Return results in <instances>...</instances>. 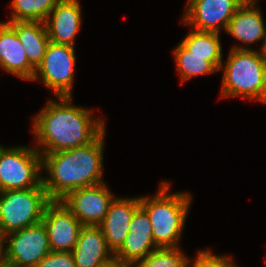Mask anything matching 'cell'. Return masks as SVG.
I'll list each match as a JSON object with an SVG mask.
<instances>
[{"mask_svg": "<svg viewBox=\"0 0 266 267\" xmlns=\"http://www.w3.org/2000/svg\"><path fill=\"white\" fill-rule=\"evenodd\" d=\"M57 99H49L33 120L32 134L41 155L86 146L106 131L103 119L94 118L92 110L72 105L71 96Z\"/></svg>", "mask_w": 266, "mask_h": 267, "instance_id": "1", "label": "cell"}, {"mask_svg": "<svg viewBox=\"0 0 266 267\" xmlns=\"http://www.w3.org/2000/svg\"><path fill=\"white\" fill-rule=\"evenodd\" d=\"M105 131L92 143L78 148L42 155V184L51 200H61L70 191L104 182L103 151Z\"/></svg>", "mask_w": 266, "mask_h": 267, "instance_id": "2", "label": "cell"}, {"mask_svg": "<svg viewBox=\"0 0 266 267\" xmlns=\"http://www.w3.org/2000/svg\"><path fill=\"white\" fill-rule=\"evenodd\" d=\"M169 182H162L153 197H139L140 206L146 211L152 224V238L158 248H176L190 208L189 192L169 194Z\"/></svg>", "mask_w": 266, "mask_h": 267, "instance_id": "3", "label": "cell"}, {"mask_svg": "<svg viewBox=\"0 0 266 267\" xmlns=\"http://www.w3.org/2000/svg\"><path fill=\"white\" fill-rule=\"evenodd\" d=\"M224 69L221 97L240 96L257 100L264 80L266 62L260 52L246 46H233Z\"/></svg>", "mask_w": 266, "mask_h": 267, "instance_id": "4", "label": "cell"}, {"mask_svg": "<svg viewBox=\"0 0 266 267\" xmlns=\"http://www.w3.org/2000/svg\"><path fill=\"white\" fill-rule=\"evenodd\" d=\"M51 201L42 183L36 188L0 192V235L40 223Z\"/></svg>", "mask_w": 266, "mask_h": 267, "instance_id": "5", "label": "cell"}, {"mask_svg": "<svg viewBox=\"0 0 266 267\" xmlns=\"http://www.w3.org/2000/svg\"><path fill=\"white\" fill-rule=\"evenodd\" d=\"M41 171L42 155L36 148L0 145V192L38 187Z\"/></svg>", "mask_w": 266, "mask_h": 267, "instance_id": "6", "label": "cell"}, {"mask_svg": "<svg viewBox=\"0 0 266 267\" xmlns=\"http://www.w3.org/2000/svg\"><path fill=\"white\" fill-rule=\"evenodd\" d=\"M3 237L6 245V267H36L51 252L47 231L42 222Z\"/></svg>", "mask_w": 266, "mask_h": 267, "instance_id": "7", "label": "cell"}, {"mask_svg": "<svg viewBox=\"0 0 266 267\" xmlns=\"http://www.w3.org/2000/svg\"><path fill=\"white\" fill-rule=\"evenodd\" d=\"M74 47L49 42L42 63L35 70L32 80L40 76L42 83L56 97L71 96L76 55Z\"/></svg>", "mask_w": 266, "mask_h": 267, "instance_id": "8", "label": "cell"}, {"mask_svg": "<svg viewBox=\"0 0 266 267\" xmlns=\"http://www.w3.org/2000/svg\"><path fill=\"white\" fill-rule=\"evenodd\" d=\"M114 198L105 183L102 182L74 189L60 201L83 226H99Z\"/></svg>", "mask_w": 266, "mask_h": 267, "instance_id": "9", "label": "cell"}, {"mask_svg": "<svg viewBox=\"0 0 266 267\" xmlns=\"http://www.w3.org/2000/svg\"><path fill=\"white\" fill-rule=\"evenodd\" d=\"M41 222L52 252H72L83 225L60 200H52L46 206Z\"/></svg>", "mask_w": 266, "mask_h": 267, "instance_id": "10", "label": "cell"}, {"mask_svg": "<svg viewBox=\"0 0 266 267\" xmlns=\"http://www.w3.org/2000/svg\"><path fill=\"white\" fill-rule=\"evenodd\" d=\"M240 5L239 0H188L182 22L194 30L219 33Z\"/></svg>", "mask_w": 266, "mask_h": 267, "instance_id": "11", "label": "cell"}, {"mask_svg": "<svg viewBox=\"0 0 266 267\" xmlns=\"http://www.w3.org/2000/svg\"><path fill=\"white\" fill-rule=\"evenodd\" d=\"M157 248L152 238V224L149 216L139 206L131 220L129 233L114 256L123 264L133 266Z\"/></svg>", "mask_w": 266, "mask_h": 267, "instance_id": "12", "label": "cell"}, {"mask_svg": "<svg viewBox=\"0 0 266 267\" xmlns=\"http://www.w3.org/2000/svg\"><path fill=\"white\" fill-rule=\"evenodd\" d=\"M81 22L79 0H59L44 23L50 42L74 47Z\"/></svg>", "mask_w": 266, "mask_h": 267, "instance_id": "13", "label": "cell"}, {"mask_svg": "<svg viewBox=\"0 0 266 267\" xmlns=\"http://www.w3.org/2000/svg\"><path fill=\"white\" fill-rule=\"evenodd\" d=\"M140 198H114L102 223L99 225L108 247L115 253L129 233V226Z\"/></svg>", "mask_w": 266, "mask_h": 267, "instance_id": "14", "label": "cell"}, {"mask_svg": "<svg viewBox=\"0 0 266 267\" xmlns=\"http://www.w3.org/2000/svg\"><path fill=\"white\" fill-rule=\"evenodd\" d=\"M71 253L76 267H98L115 257L99 226H83Z\"/></svg>", "mask_w": 266, "mask_h": 267, "instance_id": "15", "label": "cell"}, {"mask_svg": "<svg viewBox=\"0 0 266 267\" xmlns=\"http://www.w3.org/2000/svg\"><path fill=\"white\" fill-rule=\"evenodd\" d=\"M0 67L22 80L31 81L35 73L16 32L6 22H0Z\"/></svg>", "mask_w": 266, "mask_h": 267, "instance_id": "16", "label": "cell"}, {"mask_svg": "<svg viewBox=\"0 0 266 267\" xmlns=\"http://www.w3.org/2000/svg\"><path fill=\"white\" fill-rule=\"evenodd\" d=\"M256 7L241 4L225 30L226 33L238 41H242V44H246V46L264 39L266 34L263 15Z\"/></svg>", "mask_w": 266, "mask_h": 267, "instance_id": "17", "label": "cell"}, {"mask_svg": "<svg viewBox=\"0 0 266 267\" xmlns=\"http://www.w3.org/2000/svg\"><path fill=\"white\" fill-rule=\"evenodd\" d=\"M15 32L24 47L29 64L36 70L42 63L50 42L44 22H6Z\"/></svg>", "mask_w": 266, "mask_h": 267, "instance_id": "18", "label": "cell"}, {"mask_svg": "<svg viewBox=\"0 0 266 267\" xmlns=\"http://www.w3.org/2000/svg\"><path fill=\"white\" fill-rule=\"evenodd\" d=\"M173 53L182 83L194 76L208 75L219 71L223 64V56L191 55V52L181 43L178 44Z\"/></svg>", "mask_w": 266, "mask_h": 267, "instance_id": "19", "label": "cell"}, {"mask_svg": "<svg viewBox=\"0 0 266 267\" xmlns=\"http://www.w3.org/2000/svg\"><path fill=\"white\" fill-rule=\"evenodd\" d=\"M59 0H13L11 20L28 22H45Z\"/></svg>", "mask_w": 266, "mask_h": 267, "instance_id": "20", "label": "cell"}, {"mask_svg": "<svg viewBox=\"0 0 266 267\" xmlns=\"http://www.w3.org/2000/svg\"><path fill=\"white\" fill-rule=\"evenodd\" d=\"M220 35L216 32L190 29V33L180 42L191 55L222 56Z\"/></svg>", "mask_w": 266, "mask_h": 267, "instance_id": "21", "label": "cell"}, {"mask_svg": "<svg viewBox=\"0 0 266 267\" xmlns=\"http://www.w3.org/2000/svg\"><path fill=\"white\" fill-rule=\"evenodd\" d=\"M190 258L180 248H157L131 267H190Z\"/></svg>", "mask_w": 266, "mask_h": 267, "instance_id": "22", "label": "cell"}, {"mask_svg": "<svg viewBox=\"0 0 266 267\" xmlns=\"http://www.w3.org/2000/svg\"><path fill=\"white\" fill-rule=\"evenodd\" d=\"M211 250H199L196 254V258L193 261L194 264L191 267H237L234 264V260L228 256H217L211 253Z\"/></svg>", "mask_w": 266, "mask_h": 267, "instance_id": "23", "label": "cell"}, {"mask_svg": "<svg viewBox=\"0 0 266 267\" xmlns=\"http://www.w3.org/2000/svg\"><path fill=\"white\" fill-rule=\"evenodd\" d=\"M36 267H76L71 252H50Z\"/></svg>", "mask_w": 266, "mask_h": 267, "instance_id": "24", "label": "cell"}, {"mask_svg": "<svg viewBox=\"0 0 266 267\" xmlns=\"http://www.w3.org/2000/svg\"><path fill=\"white\" fill-rule=\"evenodd\" d=\"M98 267H131V266L123 264L114 257L113 259L99 265Z\"/></svg>", "mask_w": 266, "mask_h": 267, "instance_id": "25", "label": "cell"}, {"mask_svg": "<svg viewBox=\"0 0 266 267\" xmlns=\"http://www.w3.org/2000/svg\"><path fill=\"white\" fill-rule=\"evenodd\" d=\"M257 101L266 103V67H265V72H264V80L262 83V88H261L259 98L257 99Z\"/></svg>", "mask_w": 266, "mask_h": 267, "instance_id": "26", "label": "cell"}, {"mask_svg": "<svg viewBox=\"0 0 266 267\" xmlns=\"http://www.w3.org/2000/svg\"><path fill=\"white\" fill-rule=\"evenodd\" d=\"M4 244V237L0 235V267H6Z\"/></svg>", "mask_w": 266, "mask_h": 267, "instance_id": "27", "label": "cell"}, {"mask_svg": "<svg viewBox=\"0 0 266 267\" xmlns=\"http://www.w3.org/2000/svg\"><path fill=\"white\" fill-rule=\"evenodd\" d=\"M263 40H264V42H263L262 48H261V50H259V52L261 54V57L266 62V34H265V37Z\"/></svg>", "mask_w": 266, "mask_h": 267, "instance_id": "28", "label": "cell"}, {"mask_svg": "<svg viewBox=\"0 0 266 267\" xmlns=\"http://www.w3.org/2000/svg\"><path fill=\"white\" fill-rule=\"evenodd\" d=\"M241 4L243 5H256L257 1L256 0H239Z\"/></svg>", "mask_w": 266, "mask_h": 267, "instance_id": "29", "label": "cell"}]
</instances>
